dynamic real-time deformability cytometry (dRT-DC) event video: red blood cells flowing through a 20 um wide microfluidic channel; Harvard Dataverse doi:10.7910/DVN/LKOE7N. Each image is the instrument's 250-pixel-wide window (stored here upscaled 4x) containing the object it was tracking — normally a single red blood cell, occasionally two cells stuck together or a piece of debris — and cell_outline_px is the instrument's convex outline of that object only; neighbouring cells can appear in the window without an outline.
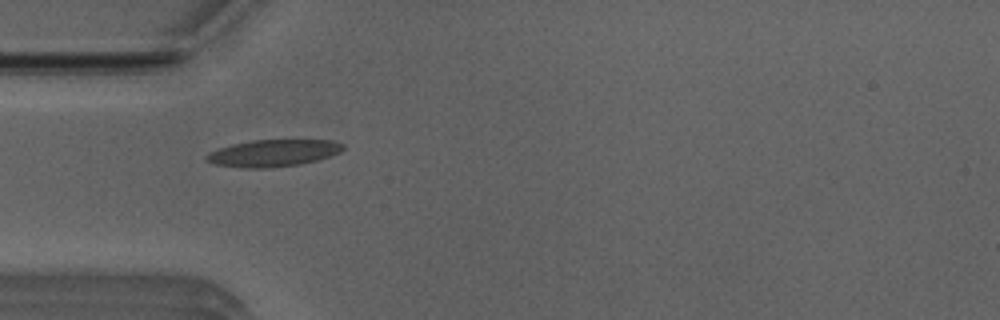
{"species": "Egyptian fruit bat (a non-hibernating species)", "species_latin": "Rousettus aegyptiacus", "temperature_condition": "room temperature", "stored_images_in_passage": 37, "camera_frame_rate_fps": 3000, "um_per_image_px": 0.085, "animal": {"sex": "male"}, "frame": {"image": 1, "passage_image": 1, "time_ms": 0.0, "image_size_px": [1000, 320], "cell_outline_px": [[344, 148], [340, 152], [316, 160], [300, 164], [268, 168], [244, 168], [216, 164], [204, 160], [204, 156], [208, 152], [232, 144], [252, 140], [332, 140], [344, 144]], "centroid_in_image_um": [23.19, 13.01], "position_along_channel_um": 61.8, "area_um2": 21.39}}
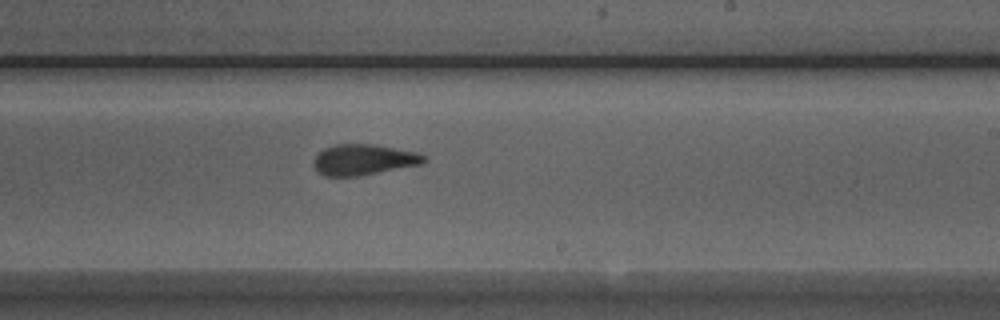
{"frame": {"image": 2, "passage_image": 16, "time_ms": 5.0, "image_size_px": [1000, 320], "cell_outline_px": [[428, 160], [420, 164], [360, 176], [324, 176], [316, 172], [312, 164], [312, 160], [324, 148], [336, 144], [372, 144], [416, 152], [424, 156]], "centroid_in_image_um": [30.84, 13.58], "position_along_channel_um": 258.2, "area_um2": 19.77}}
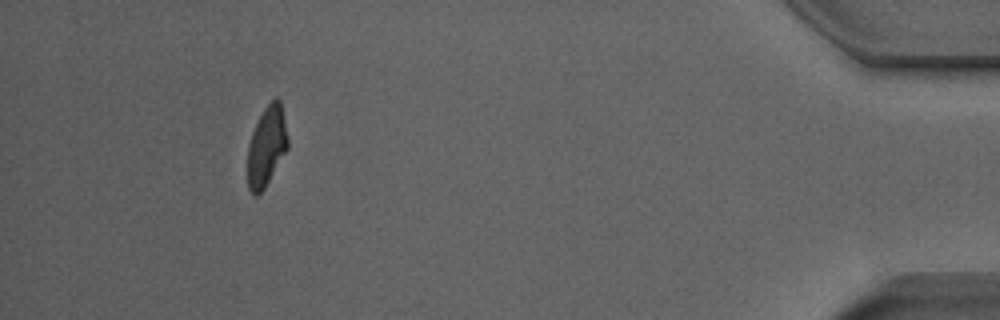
{"frame": {"image": 3, "passage_image": 33, "time_ms": 10.667, "image_size_px": [1000, 320], "cell_outline_px": [[288, 148], [264, 188], [256, 196], [252, 196], [248, 188], [248, 144], [252, 132], [264, 108], [276, 96], [280, 100], [288, 136]], "centroid_in_image_um": [22.66, 12.44], "position_along_channel_um": 412.5, "area_um2": 18.55}, "authors_computed_cell_mechanics": {"area_um2": 19.8832, "velocity_mm_per_s": 3.9485, "shape_relaxation_time_tau1_ms": 5.2884, "shape_relaxation_time_tau2_ms": 1.8109, "deformation_change_tau1": 0.1934, "deformation_change_tau2": 0.1079}}